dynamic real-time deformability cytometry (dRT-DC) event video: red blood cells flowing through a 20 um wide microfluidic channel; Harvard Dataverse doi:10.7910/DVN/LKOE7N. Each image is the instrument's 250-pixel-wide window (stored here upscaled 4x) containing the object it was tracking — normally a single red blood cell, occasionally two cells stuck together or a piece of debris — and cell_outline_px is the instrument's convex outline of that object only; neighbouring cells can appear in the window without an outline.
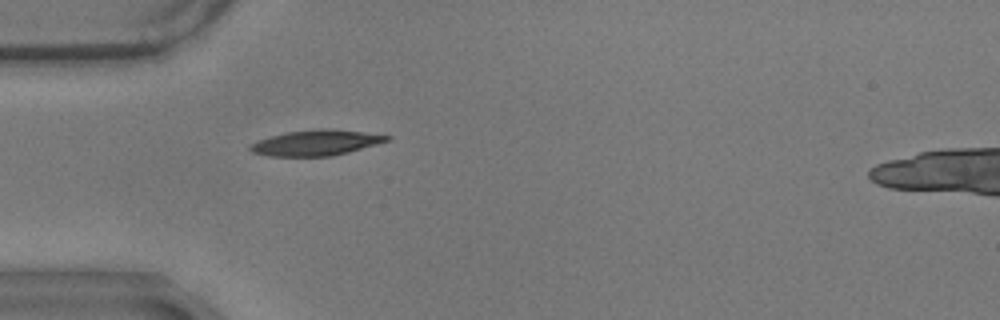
{"species": "common noctule bat (a hibernating species)", "species_latin": "Nyctalus noctula", "temperature_condition": "warm", "stored_images_in_passage": 35, "camera_frame_rate_fps": 3000, "um_per_image_px": 0.085, "animal": {"sex": "male", "body_mass_g": 17.9}, "frame": {"image": 1, "passage_image": 1, "time_ms": 0.0, "image_size_px": [1000, 320], "cell_outline_px": [[392, 136], [388, 140], [376, 144], [348, 152], [332, 156], [268, 156], [252, 152], [248, 148], [248, 144], [272, 136], [288, 132], [320, 128], [328, 128]], "centroid_in_image_um": [26.82, 12.14], "position_along_channel_um": 58.2, "area_um2": 20.06}}
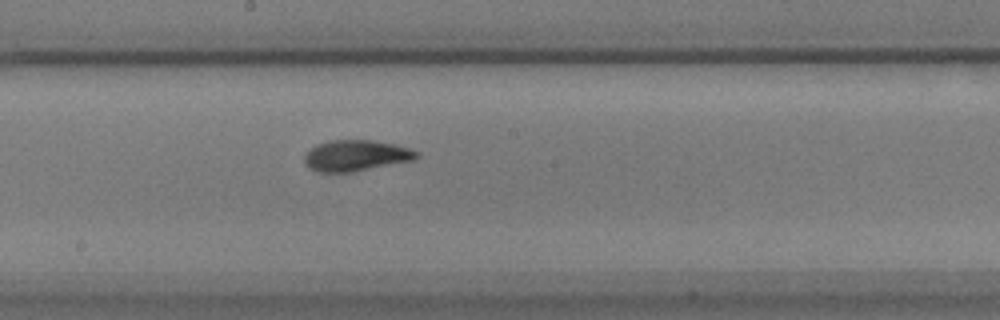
{"frame": {"image": 2, "passage_image": 15, "time_ms": 4.667, "image_size_px": [1000, 320], "cell_outline_px": [[420, 156], [416, 160], [352, 172], [316, 172], [308, 168], [304, 160], [304, 156], [316, 144], [328, 140], [372, 140], [396, 144], [420, 152]], "centroid_in_image_um": [30.29, 13.22], "position_along_channel_um": 217.9, "area_um2": 20.52}}
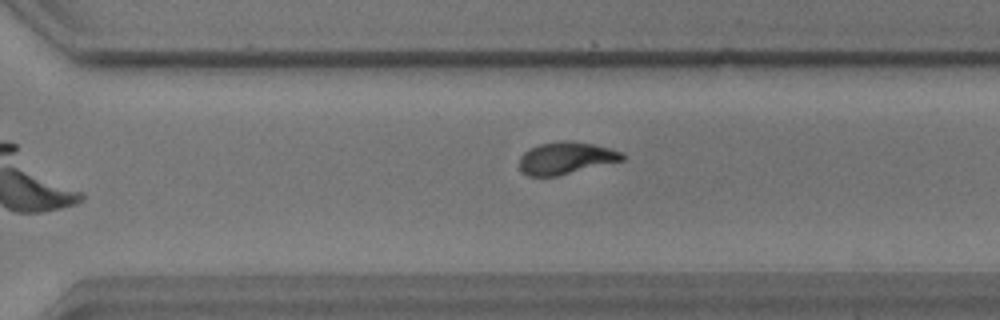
{"frame": {"image": 3, "passage_image": 24, "time_ms": 7.667, "image_size_px": [1000, 320], "cell_outline_px": [[624, 160], [556, 176], [528, 176], [520, 168], [520, 156], [528, 148], [540, 144], [564, 140], [568, 140], [592, 144], [608, 148], [620, 152], [624, 156]], "centroid_in_image_um": [48.07, 13.43], "position_along_channel_um": 322.5, "area_um2": 19.02}, "authors_computed_cell_mechanics": {"area_um2": 19.8832, "velocity_mm_per_s": 3.4912, "shape_relaxation_time_tau1_ms": 4.6115, "shape_relaxation_time_tau2_ms": 1.431, "deformation_change_tau1": 0.1826, "deformation_change_tau2": 0.0793}}